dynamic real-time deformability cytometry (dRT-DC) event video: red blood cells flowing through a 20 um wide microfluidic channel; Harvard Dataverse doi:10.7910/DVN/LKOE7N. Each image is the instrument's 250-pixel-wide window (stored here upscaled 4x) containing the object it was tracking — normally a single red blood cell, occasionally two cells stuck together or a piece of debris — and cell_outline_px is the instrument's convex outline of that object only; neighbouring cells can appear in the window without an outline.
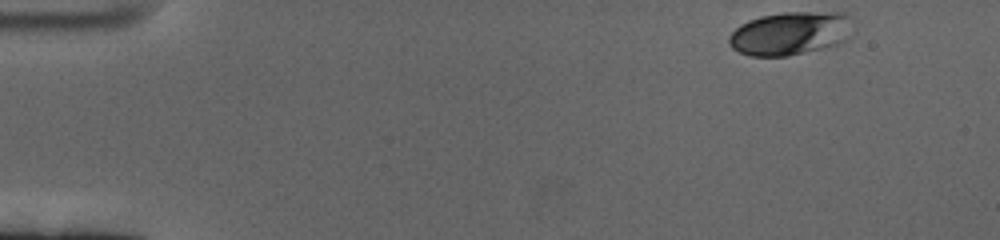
{"species": "human", "species_latin": "Homo sapiens", "temperature_condition": "cold", "stored_images_in_passage": 56, "camera_frame_rate_fps": 3000, "um_per_image_px": 0.085, "donor": {"sex": "female"}, "frame": {"image": 1, "passage_image": 1, "time_ms": 0.0, "image_size_px": [1000, 240], "cell_outline_px": [[856, 32], [848, 40], [836, 44], [788, 56], [752, 56], [740, 52], [732, 48], [728, 44], [728, 36], [740, 24], [748, 20], [760, 16], [784, 12], [848, 12]], "centroid_in_image_um": [67.24, 2.81], "position_along_channel_um": 17.8, "area_um2": 31.85}}
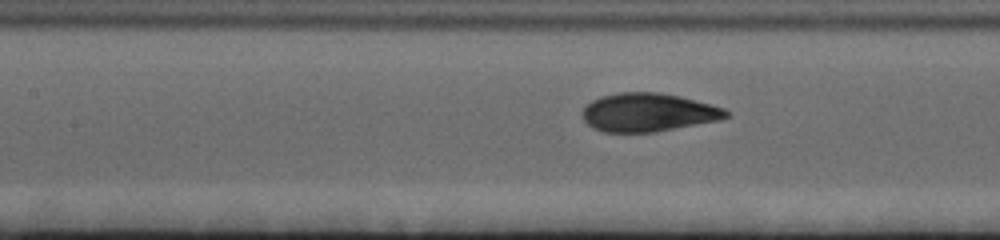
{"frame": {"image": 2, "passage_image": 23, "time_ms": 7.333, "image_size_px": [1000, 240], "cell_outline_px": [[728, 116], [720, 120], [656, 132], [604, 132], [592, 128], [584, 120], [584, 108], [592, 100], [600, 96], [620, 92], [656, 92], [680, 96], [712, 104], [724, 108], [728, 112]], "centroid_in_image_um": [55.11, 9.55], "position_along_channel_um": 152.3, "area_um2": 32.14}}
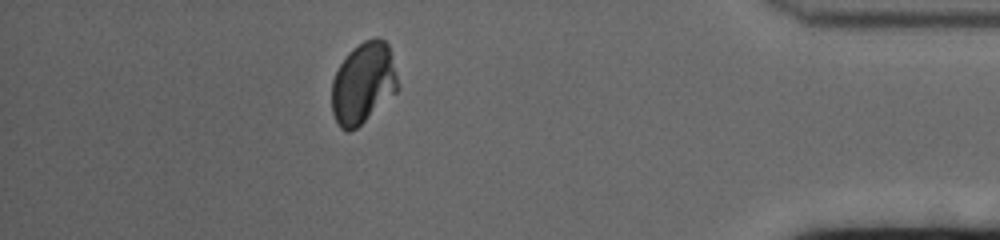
{"frame": {"image": 3, "passage_image": 49, "time_ms": 16.0, "image_size_px": [1000, 240], "cell_outline_px": [[400, 88], [396, 92], [356, 128], [348, 132], [344, 132], [336, 124], [332, 112], [332, 80], [340, 64], [348, 52], [352, 48], [364, 40], [376, 36], [384, 40], [388, 44], [392, 56]], "centroid_in_image_um": [30.86, 7.05], "position_along_channel_um": 404.3, "area_um2": 31.44}, "authors_computed_cell_mechanics": {"area_um2": 32.1368, "velocity_mm_per_s": 3.3551, "shape_relaxation_time_tau1_ms": 3.9449, "shape_relaxation_time_tau2_ms": null, "deformation_change_tau1": 0.1424, "deformation_change_tau2": null}}